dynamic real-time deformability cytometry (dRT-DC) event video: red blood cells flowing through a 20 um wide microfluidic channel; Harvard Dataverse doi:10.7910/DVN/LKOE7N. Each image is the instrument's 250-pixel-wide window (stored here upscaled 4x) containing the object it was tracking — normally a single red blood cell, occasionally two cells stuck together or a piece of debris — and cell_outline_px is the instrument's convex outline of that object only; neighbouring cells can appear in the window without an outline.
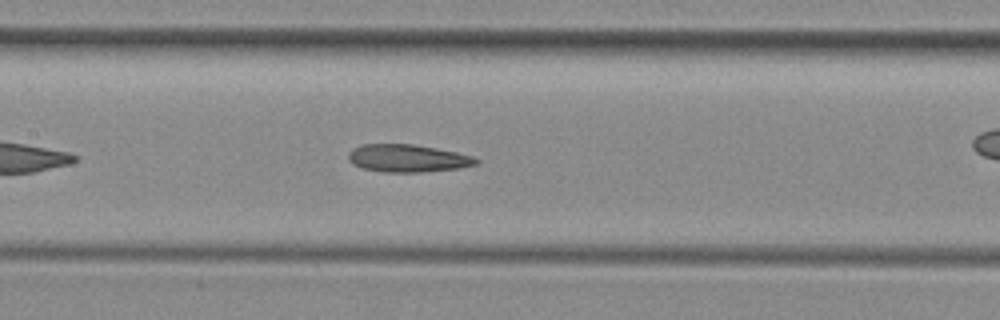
{"species": "common noctule bat (a hibernating species)", "species_latin": "Nyctalus noctula", "temperature_condition": "room temperature", "stored_images_in_passage": 38, "camera_frame_rate_fps": 3000, "um_per_image_px": 0.085, "animal": {"sex": "female", "body_mass_g": 29.2, "forearm_length_mm": 56.3}, "frame": {"image": 1, "passage_image": 12, "time_ms": 3.667, "image_size_px": [1000, 320], "cell_outline_px": [[480, 164], [460, 168], [420, 172], [384, 172], [364, 168], [352, 164], [348, 160], [348, 152], [352, 148], [364, 144], [412, 144], [436, 148], [456, 152], [472, 156], [480, 160]], "centroid_in_image_um": [34.66, 13.45], "position_along_channel_um": 172.7, "area_um2": 20.63}, "authors_computed_cell_mechanics": {"area_um2": 20.8947, "velocity_mm_per_s": 3.9974, "shape_relaxation_time_tau1_ms": null, "shape_relaxation_time_tau2_ms": 2.9564, "deformation_change_tau1": null, "deformation_change_tau2": 0.1293}}